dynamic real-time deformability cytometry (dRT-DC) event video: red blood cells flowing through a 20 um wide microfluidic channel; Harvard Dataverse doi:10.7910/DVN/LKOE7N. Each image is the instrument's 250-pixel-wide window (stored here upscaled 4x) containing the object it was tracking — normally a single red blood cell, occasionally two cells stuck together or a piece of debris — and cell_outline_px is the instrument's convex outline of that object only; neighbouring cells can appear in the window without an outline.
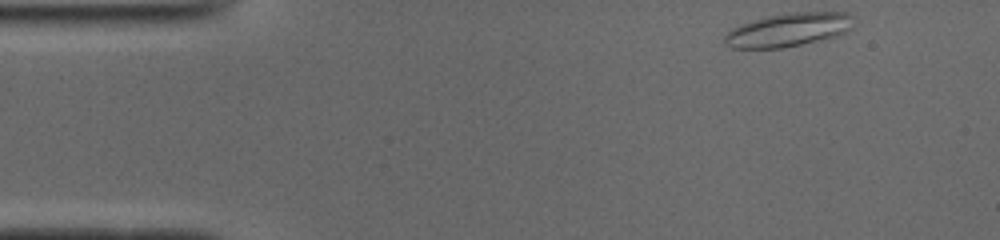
{"species": "common noctule bat (a hibernating species)", "species_latin": "Nyctalus noctula", "temperature_condition": "cold", "stored_images_in_passage": 47, "camera_frame_rate_fps": 3000, "um_per_image_px": 0.085, "animal": {"sex": "male", "body_mass_g": 19.0, "forearm_length_mm": 50.8}, "frame": {"image": 1, "passage_image": 1, "time_ms": 0.0, "image_size_px": [1000, 240], "cell_outline_px": [[852, 28], [844, 32], [832, 36], [800, 44], [780, 48], [732, 48], [724, 44], [724, 36], [732, 28], [740, 24], [772, 16], [796, 12], [844, 12], [848, 16]], "centroid_in_image_um": [66.92, 2.55], "position_along_channel_um": 18.1, "area_um2": 24.28}}
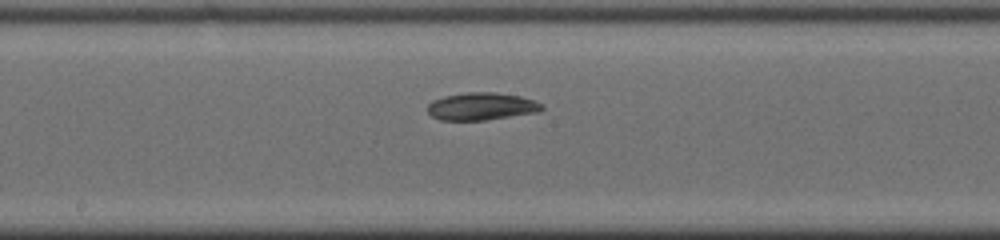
{"frame": {"image": 2, "passage_image": 22, "time_ms": 7.0, "image_size_px": [1000, 240], "cell_outline_px": [[544, 108], [540, 112], [484, 120], [440, 120], [432, 116], [428, 112], [428, 104], [432, 100], [444, 96], [468, 92], [496, 92], [520, 96], [544, 104]], "centroid_in_image_um": [40.94, 9.04], "position_along_channel_um": 207.3, "area_um2": 18.38}}
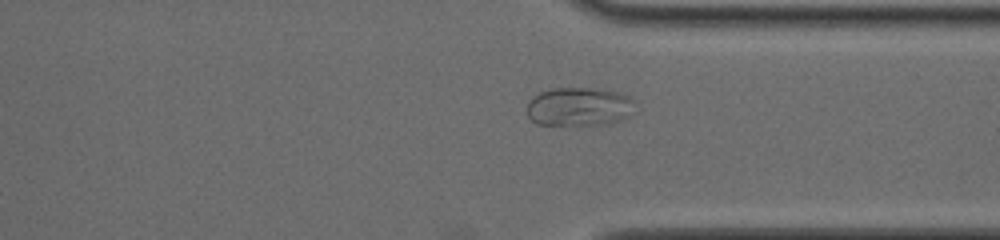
{"frame": {"image": 3, "passage_image": 34, "time_ms": 11.0, "image_size_px": [1000, 240], "cell_outline_px": [[632, 116], [608, 124], [536, 124], [528, 116], [524, 108], [528, 100], [532, 96], [540, 92], [552, 88], [592, 88], [620, 92], [628, 96], [632, 100]], "centroid_in_image_um": [49.17, 9.06], "position_along_channel_um": 362.2, "area_um2": 24.51}, "authors_computed_cell_mechanics": {"area_um2": 20.6346, "velocity_mm_per_s": 3.8681, "shape_relaxation_time_tau1_ms": 5.4782, "shape_relaxation_time_tau2_ms": null, "deformation_change_tau1": 0.1347, "deformation_change_tau2": null}}